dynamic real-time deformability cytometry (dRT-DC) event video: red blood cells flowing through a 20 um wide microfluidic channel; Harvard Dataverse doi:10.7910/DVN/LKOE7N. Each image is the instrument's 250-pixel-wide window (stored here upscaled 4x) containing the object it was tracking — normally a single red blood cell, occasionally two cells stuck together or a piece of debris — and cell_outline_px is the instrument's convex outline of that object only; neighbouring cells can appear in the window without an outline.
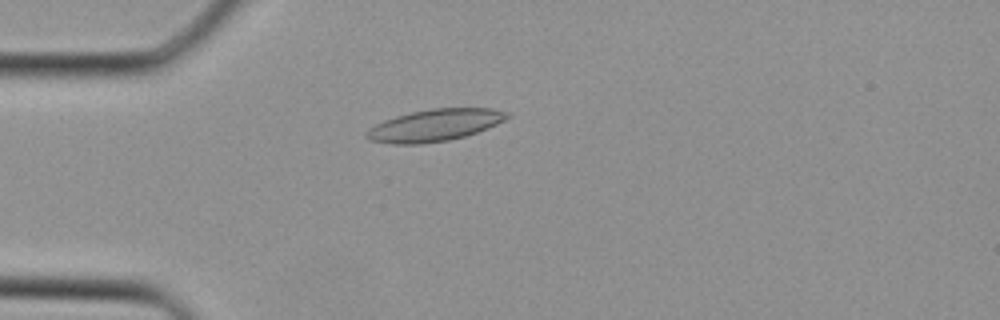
{"species": "Egyptian fruit bat (a non-hibernating species)", "species_latin": "Rousettus aegyptiacus", "temperature_condition": "cold", "stored_images_in_passage": 31, "camera_frame_rate_fps": 3000, "um_per_image_px": 0.085, "animal": {"sex": "female"}, "frame": {"image": 1, "passage_image": 10, "time_ms": 3.0, "image_size_px": [1000, 320], "cell_outline_px": [[512, 116], [488, 128], [464, 136], [448, 140], [420, 144], [392, 144], [368, 140], [364, 136], [364, 132], [368, 128], [384, 120], [396, 116], [412, 112], [432, 108], [492, 108], [508, 112]], "centroid_in_image_um": [36.92, 10.64], "position_along_channel_um": 48.1, "area_um2": 26.24}}
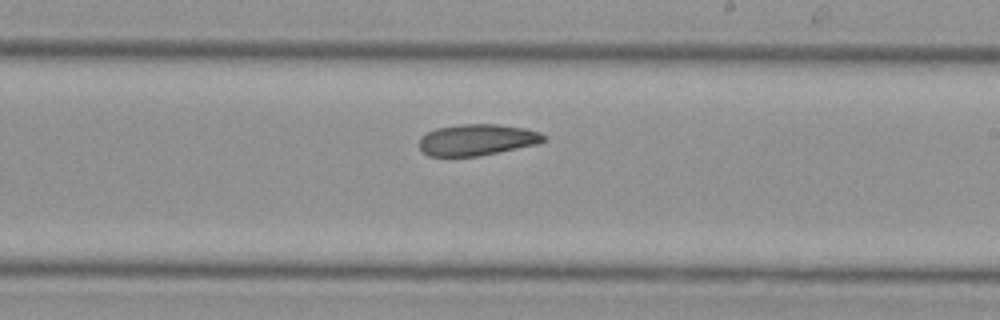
{"frame": {"image": 2, "passage_image": 22, "time_ms": 7.0, "image_size_px": [1000, 320], "cell_outline_px": [[548, 140], [536, 144], [480, 156], [428, 156], [420, 148], [420, 136], [436, 128], [460, 124], [496, 124], [524, 128], [540, 132], [548, 136]], "centroid_in_image_um": [40.57, 11.88], "position_along_channel_um": 248.4, "area_um2": 22.77}}
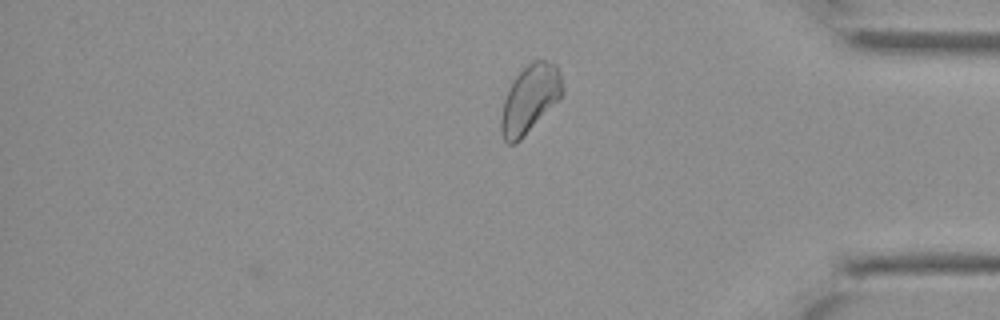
{"frame": {"image": 3, "passage_image": 31, "time_ms": 10.0, "image_size_px": [1000, 320], "cell_outline_px": [[564, 92], [520, 140], [516, 144], [508, 144], [504, 140], [500, 132], [500, 116], [504, 100], [508, 88], [512, 80], [532, 60], [544, 60], [556, 64], [560, 72], [564, 88]], "centroid_in_image_um": [45.01, 8.4], "position_along_channel_um": 390.2, "area_um2": 24.1}}